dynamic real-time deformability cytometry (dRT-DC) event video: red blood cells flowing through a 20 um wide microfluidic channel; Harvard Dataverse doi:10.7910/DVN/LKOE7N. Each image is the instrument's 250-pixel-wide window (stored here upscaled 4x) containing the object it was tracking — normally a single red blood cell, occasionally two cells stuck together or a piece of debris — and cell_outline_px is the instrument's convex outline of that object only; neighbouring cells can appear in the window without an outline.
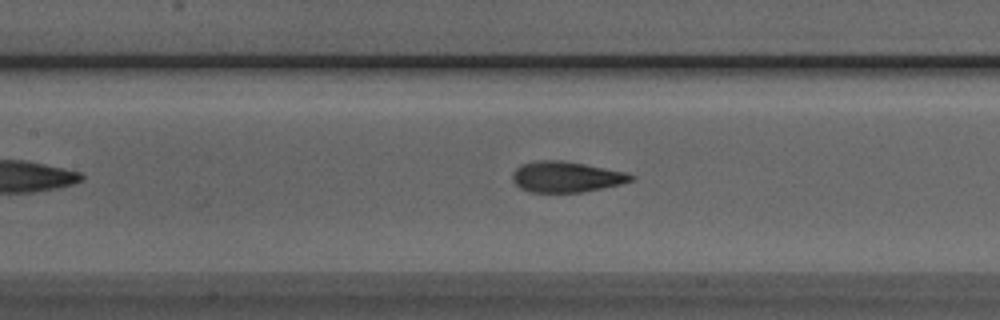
{"species": "Egyptian fruit bat (a non-hibernating species)", "species_latin": "Rousettus aegyptiacus", "temperature_condition": "room temperature", "stored_images_in_passage": 22, "camera_frame_rate_fps": 3000, "um_per_image_px": 0.085, "animal": {"sex": "male"}, "frame": {"image": 1, "passage_image": 15, "time_ms": 4.667, "image_size_px": [1000, 320], "cell_outline_px": [[636, 176], [632, 180], [620, 184], [584, 192], [528, 192], [520, 188], [512, 180], [512, 172], [520, 164], [536, 160], [560, 160], [584, 164], [624, 172]], "centroid_in_image_um": [48.07, 15.03], "position_along_channel_um": 159.3, "area_um2": 21.21}}
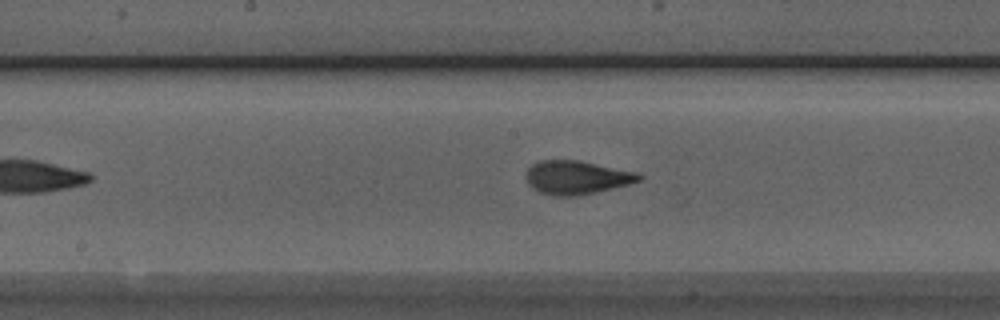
{"frame": {"image": 2, "passage_image": 18, "time_ms": 5.667, "image_size_px": [1000, 320], "cell_outline_px": [[644, 176], [640, 180], [628, 184], [596, 192], [576, 196], [552, 196], [540, 192], [532, 188], [528, 184], [528, 168], [532, 164], [540, 160], [576, 160], [636, 172]], "centroid_in_image_um": [49.0, 15.09], "position_along_channel_um": 199.2, "area_um2": 21.79}}